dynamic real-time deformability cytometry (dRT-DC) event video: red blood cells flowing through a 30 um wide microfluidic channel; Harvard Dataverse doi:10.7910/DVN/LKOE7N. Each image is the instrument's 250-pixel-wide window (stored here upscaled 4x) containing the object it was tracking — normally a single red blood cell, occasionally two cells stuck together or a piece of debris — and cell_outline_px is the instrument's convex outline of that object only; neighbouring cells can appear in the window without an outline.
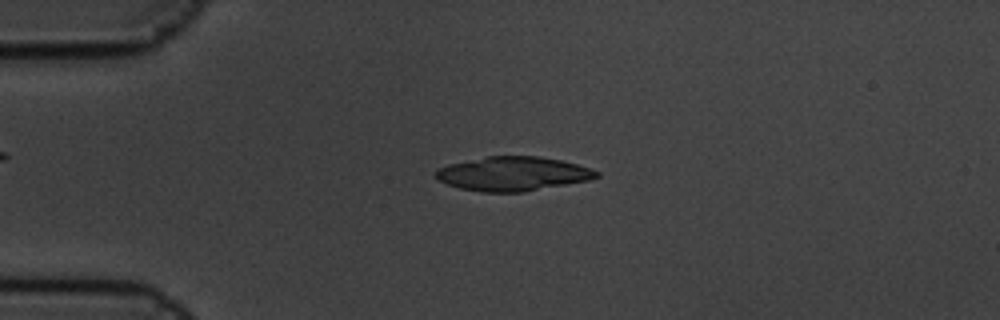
{"species": "common noctule bat (a hibernating species)", "species_latin": "Nyctalus noctula", "temperature_condition": "cold", "stored_images_in_passage": 5, "camera_frame_rate_fps": 3000, "um_per_image_px": 0.085, "animal": {"sex": "male", "body_mass_g": 19.5, "forearm_length_mm": 54.6}, "frame": {"image": 1, "passage_image": 4, "time_ms": 1.0, "image_size_px": [1000, 320], "cell_outline_px": [[600, 176], [588, 180], [524, 192], [480, 192], [460, 188], [448, 184], [432, 176], [436, 168], [448, 164], [488, 156], [540, 156], [560, 160], [576, 164], [600, 172]], "centroid_in_image_um": [43.55, 14.77], "position_along_channel_um": 41.4, "area_um2": 31.96}}